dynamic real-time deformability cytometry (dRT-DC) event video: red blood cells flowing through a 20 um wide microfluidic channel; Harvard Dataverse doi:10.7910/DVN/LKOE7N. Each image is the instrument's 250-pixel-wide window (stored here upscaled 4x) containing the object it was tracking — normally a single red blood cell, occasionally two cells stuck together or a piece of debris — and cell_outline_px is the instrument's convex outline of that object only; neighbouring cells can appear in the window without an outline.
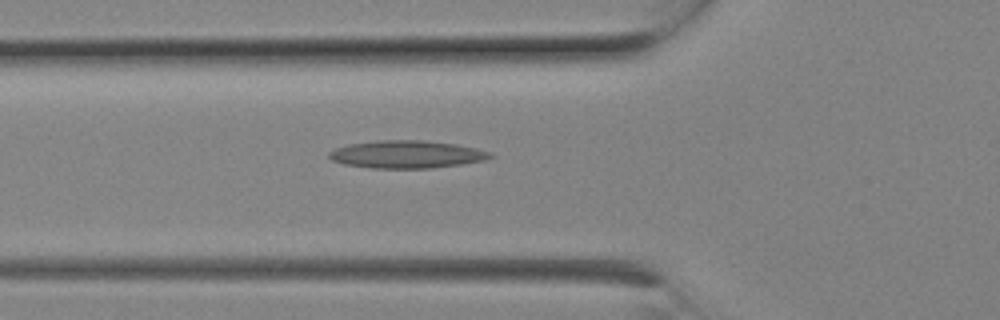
{"species": "Egyptian fruit bat (a non-hibernating species)", "species_latin": "Rousettus aegyptiacus", "temperature_condition": "room temperature", "stored_images_in_passage": 7, "camera_frame_rate_fps": 3000, "um_per_image_px": 0.085, "animal": {"sex": "female"}, "frame": {"image": 1, "passage_image": 7, "time_ms": 2.0, "image_size_px": [1000, 320], "cell_outline_px": [[496, 156], [484, 160], [460, 164], [432, 168], [372, 168], [344, 164], [332, 160], [328, 156], [328, 152], [336, 148], [348, 144], [376, 140], [420, 140], [456, 144], [476, 148], [492, 152]], "centroid_in_image_um": [34.57, 13.11], "position_along_channel_um": 91.2, "area_um2": 26.01}}